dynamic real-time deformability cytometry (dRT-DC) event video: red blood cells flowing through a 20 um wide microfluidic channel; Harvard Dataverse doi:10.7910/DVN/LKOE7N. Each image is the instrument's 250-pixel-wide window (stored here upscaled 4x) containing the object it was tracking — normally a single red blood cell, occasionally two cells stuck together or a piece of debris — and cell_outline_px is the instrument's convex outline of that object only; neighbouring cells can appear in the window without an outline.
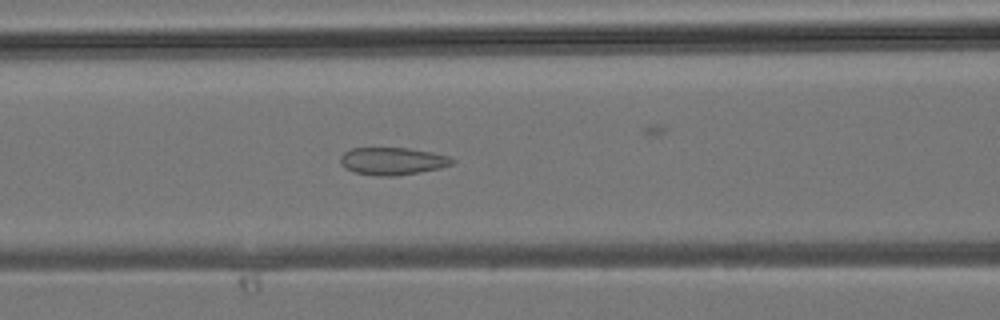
{"species": "common noctule bat (a hibernating species)", "species_latin": "Nyctalus noctula", "temperature_condition": "room temperature", "stored_images_in_passage": 29, "camera_frame_rate_fps": 3000, "um_per_image_px": 0.085, "animal": {"sex": "male", "body_mass_g": 19.2, "forearm_length_mm": 51.8}, "frame": {"image": 1, "passage_image": 12, "time_ms": 3.667, "image_size_px": [1000, 320], "cell_outline_px": [[456, 160], [452, 164], [440, 168], [396, 176], [380, 176], [356, 172], [344, 168], [340, 160], [340, 156], [344, 152], [352, 148], [408, 148], [432, 152], [448, 156]], "centroid_in_image_um": [33.37, 13.69], "position_along_channel_um": 133.2, "area_um2": 17.8}}
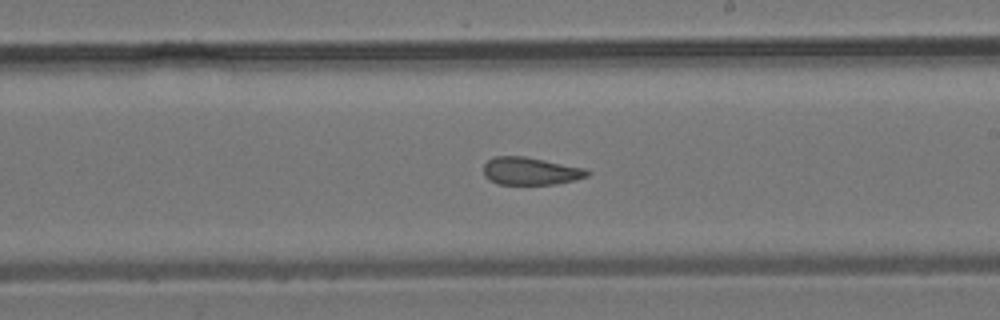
{"frame": {"image": 2, "passage_image": 18, "time_ms": 5.667, "image_size_px": [1000, 320], "cell_outline_px": [[592, 172], [588, 176], [556, 184], [496, 184], [488, 180], [484, 176], [484, 164], [492, 156], [524, 156], [584, 168]], "centroid_in_image_um": [45.05, 14.54], "position_along_channel_um": 243.9, "area_um2": 16.7}}
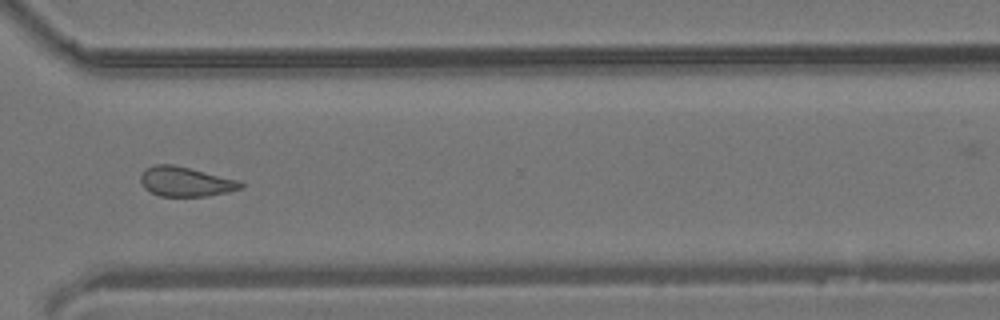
{"frame": {"image": 3, "passage_image": 24, "time_ms": 7.667, "image_size_px": [1000, 320], "cell_outline_px": [[244, 188], [228, 192], [208, 196], [160, 196], [144, 188], [140, 180], [140, 176], [144, 168], [156, 164], [172, 164], [240, 180], [244, 184]], "centroid_in_image_um": [15.79, 15.44], "position_along_channel_um": 354.8, "area_um2": 17.4}}